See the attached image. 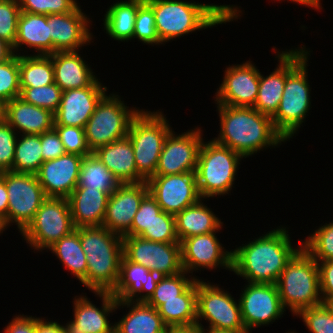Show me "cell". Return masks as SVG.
Segmentation results:
<instances>
[{"instance_id":"cell-48","label":"cell","mask_w":333,"mask_h":333,"mask_svg":"<svg viewBox=\"0 0 333 333\" xmlns=\"http://www.w3.org/2000/svg\"><path fill=\"white\" fill-rule=\"evenodd\" d=\"M296 316L303 319L311 333H333V315L323 303L303 309Z\"/></svg>"},{"instance_id":"cell-51","label":"cell","mask_w":333,"mask_h":333,"mask_svg":"<svg viewBox=\"0 0 333 333\" xmlns=\"http://www.w3.org/2000/svg\"><path fill=\"white\" fill-rule=\"evenodd\" d=\"M41 147L43 161L56 159L66 153L54 128L41 134Z\"/></svg>"},{"instance_id":"cell-8","label":"cell","mask_w":333,"mask_h":333,"mask_svg":"<svg viewBox=\"0 0 333 333\" xmlns=\"http://www.w3.org/2000/svg\"><path fill=\"white\" fill-rule=\"evenodd\" d=\"M106 94L85 125L87 145L93 153L98 148L125 138L133 118L141 109L127 107L119 95Z\"/></svg>"},{"instance_id":"cell-14","label":"cell","mask_w":333,"mask_h":333,"mask_svg":"<svg viewBox=\"0 0 333 333\" xmlns=\"http://www.w3.org/2000/svg\"><path fill=\"white\" fill-rule=\"evenodd\" d=\"M240 294L239 304L246 331L266 326L280 318L285 308L276 284L247 283Z\"/></svg>"},{"instance_id":"cell-28","label":"cell","mask_w":333,"mask_h":333,"mask_svg":"<svg viewBox=\"0 0 333 333\" xmlns=\"http://www.w3.org/2000/svg\"><path fill=\"white\" fill-rule=\"evenodd\" d=\"M121 184L146 181L137 171L133 146L128 136L93 152Z\"/></svg>"},{"instance_id":"cell-1","label":"cell","mask_w":333,"mask_h":333,"mask_svg":"<svg viewBox=\"0 0 333 333\" xmlns=\"http://www.w3.org/2000/svg\"><path fill=\"white\" fill-rule=\"evenodd\" d=\"M294 248L286 227L268 231L232 251V271L249 283L276 284Z\"/></svg>"},{"instance_id":"cell-50","label":"cell","mask_w":333,"mask_h":333,"mask_svg":"<svg viewBox=\"0 0 333 333\" xmlns=\"http://www.w3.org/2000/svg\"><path fill=\"white\" fill-rule=\"evenodd\" d=\"M18 133L4 119L0 122V172L12 171Z\"/></svg>"},{"instance_id":"cell-17","label":"cell","mask_w":333,"mask_h":333,"mask_svg":"<svg viewBox=\"0 0 333 333\" xmlns=\"http://www.w3.org/2000/svg\"><path fill=\"white\" fill-rule=\"evenodd\" d=\"M274 52L277 53L276 58L279 61L277 67L272 73L263 76L260 72L259 91L254 109L260 113L273 117L279 107L282 94L284 91L287 75L307 56L310 51L306 50L305 46L298 47L287 51H278L275 47Z\"/></svg>"},{"instance_id":"cell-6","label":"cell","mask_w":333,"mask_h":333,"mask_svg":"<svg viewBox=\"0 0 333 333\" xmlns=\"http://www.w3.org/2000/svg\"><path fill=\"white\" fill-rule=\"evenodd\" d=\"M242 158L244 157L241 154L216 143L213 139L207 142L203 140L195 171L201 198L208 199L229 194L234 187L238 165Z\"/></svg>"},{"instance_id":"cell-3","label":"cell","mask_w":333,"mask_h":333,"mask_svg":"<svg viewBox=\"0 0 333 333\" xmlns=\"http://www.w3.org/2000/svg\"><path fill=\"white\" fill-rule=\"evenodd\" d=\"M220 133L213 140L244 158L265 148L279 146L285 138L274 127L272 118L253 107L217 104Z\"/></svg>"},{"instance_id":"cell-18","label":"cell","mask_w":333,"mask_h":333,"mask_svg":"<svg viewBox=\"0 0 333 333\" xmlns=\"http://www.w3.org/2000/svg\"><path fill=\"white\" fill-rule=\"evenodd\" d=\"M246 61L226 68L221 85L216 91L215 103L234 107H253L259 91L260 71Z\"/></svg>"},{"instance_id":"cell-9","label":"cell","mask_w":333,"mask_h":333,"mask_svg":"<svg viewBox=\"0 0 333 333\" xmlns=\"http://www.w3.org/2000/svg\"><path fill=\"white\" fill-rule=\"evenodd\" d=\"M307 55L286 77L282 98L272 121L286 141L297 133L311 107Z\"/></svg>"},{"instance_id":"cell-56","label":"cell","mask_w":333,"mask_h":333,"mask_svg":"<svg viewBox=\"0 0 333 333\" xmlns=\"http://www.w3.org/2000/svg\"><path fill=\"white\" fill-rule=\"evenodd\" d=\"M13 54L12 47L0 39V63L8 60Z\"/></svg>"},{"instance_id":"cell-34","label":"cell","mask_w":333,"mask_h":333,"mask_svg":"<svg viewBox=\"0 0 333 333\" xmlns=\"http://www.w3.org/2000/svg\"><path fill=\"white\" fill-rule=\"evenodd\" d=\"M144 1L122 0L109 6L103 19L106 33L114 40L121 42L133 39L138 7Z\"/></svg>"},{"instance_id":"cell-37","label":"cell","mask_w":333,"mask_h":333,"mask_svg":"<svg viewBox=\"0 0 333 333\" xmlns=\"http://www.w3.org/2000/svg\"><path fill=\"white\" fill-rule=\"evenodd\" d=\"M121 185L119 180L95 156L94 153L82 159L77 187L98 189L103 192L113 193Z\"/></svg>"},{"instance_id":"cell-7","label":"cell","mask_w":333,"mask_h":333,"mask_svg":"<svg viewBox=\"0 0 333 333\" xmlns=\"http://www.w3.org/2000/svg\"><path fill=\"white\" fill-rule=\"evenodd\" d=\"M161 111L140 112L133 118L128 137L133 146L138 173L147 181L155 175L165 138L172 130Z\"/></svg>"},{"instance_id":"cell-35","label":"cell","mask_w":333,"mask_h":333,"mask_svg":"<svg viewBox=\"0 0 333 333\" xmlns=\"http://www.w3.org/2000/svg\"><path fill=\"white\" fill-rule=\"evenodd\" d=\"M19 55L20 88L40 87L55 83L52 58L49 55Z\"/></svg>"},{"instance_id":"cell-30","label":"cell","mask_w":333,"mask_h":333,"mask_svg":"<svg viewBox=\"0 0 333 333\" xmlns=\"http://www.w3.org/2000/svg\"><path fill=\"white\" fill-rule=\"evenodd\" d=\"M123 306L129 308V311L114 324L117 333H167L169 328L163 322L158 309L146 302H117V309L124 308Z\"/></svg>"},{"instance_id":"cell-19","label":"cell","mask_w":333,"mask_h":333,"mask_svg":"<svg viewBox=\"0 0 333 333\" xmlns=\"http://www.w3.org/2000/svg\"><path fill=\"white\" fill-rule=\"evenodd\" d=\"M215 232L195 235L181 242L182 267L188 274L202 269L223 267L232 271V250L225 251ZM200 268V269H199Z\"/></svg>"},{"instance_id":"cell-57","label":"cell","mask_w":333,"mask_h":333,"mask_svg":"<svg viewBox=\"0 0 333 333\" xmlns=\"http://www.w3.org/2000/svg\"><path fill=\"white\" fill-rule=\"evenodd\" d=\"M288 1L298 3V4L304 5L306 7H312V9H316V10L323 8L321 6L320 0H288Z\"/></svg>"},{"instance_id":"cell-55","label":"cell","mask_w":333,"mask_h":333,"mask_svg":"<svg viewBox=\"0 0 333 333\" xmlns=\"http://www.w3.org/2000/svg\"><path fill=\"white\" fill-rule=\"evenodd\" d=\"M35 333H64V328L56 321H47L44 318L36 317Z\"/></svg>"},{"instance_id":"cell-58","label":"cell","mask_w":333,"mask_h":333,"mask_svg":"<svg viewBox=\"0 0 333 333\" xmlns=\"http://www.w3.org/2000/svg\"><path fill=\"white\" fill-rule=\"evenodd\" d=\"M167 333H202V329L196 326L188 328H169Z\"/></svg>"},{"instance_id":"cell-24","label":"cell","mask_w":333,"mask_h":333,"mask_svg":"<svg viewBox=\"0 0 333 333\" xmlns=\"http://www.w3.org/2000/svg\"><path fill=\"white\" fill-rule=\"evenodd\" d=\"M83 158L77 154L65 153L42 163L36 176L47 197L68 198L71 195L78 185Z\"/></svg>"},{"instance_id":"cell-39","label":"cell","mask_w":333,"mask_h":333,"mask_svg":"<svg viewBox=\"0 0 333 333\" xmlns=\"http://www.w3.org/2000/svg\"><path fill=\"white\" fill-rule=\"evenodd\" d=\"M186 271L177 275L160 277L153 295L146 302L148 305L158 309L162 305V300L179 299L181 295L196 279L191 277ZM191 277V278H190Z\"/></svg>"},{"instance_id":"cell-41","label":"cell","mask_w":333,"mask_h":333,"mask_svg":"<svg viewBox=\"0 0 333 333\" xmlns=\"http://www.w3.org/2000/svg\"><path fill=\"white\" fill-rule=\"evenodd\" d=\"M20 89L19 97L25 102L47 109L52 113H55L59 108L62 90L56 83L35 88L26 87Z\"/></svg>"},{"instance_id":"cell-29","label":"cell","mask_w":333,"mask_h":333,"mask_svg":"<svg viewBox=\"0 0 333 333\" xmlns=\"http://www.w3.org/2000/svg\"><path fill=\"white\" fill-rule=\"evenodd\" d=\"M52 58L54 80L62 91L91 86L98 78L78 51L55 52Z\"/></svg>"},{"instance_id":"cell-16","label":"cell","mask_w":333,"mask_h":333,"mask_svg":"<svg viewBox=\"0 0 333 333\" xmlns=\"http://www.w3.org/2000/svg\"><path fill=\"white\" fill-rule=\"evenodd\" d=\"M146 182L162 211L174 216L201 199L195 172L152 176Z\"/></svg>"},{"instance_id":"cell-59","label":"cell","mask_w":333,"mask_h":333,"mask_svg":"<svg viewBox=\"0 0 333 333\" xmlns=\"http://www.w3.org/2000/svg\"><path fill=\"white\" fill-rule=\"evenodd\" d=\"M199 328L202 329V333H248L246 330H224L214 328L205 329L203 325H201Z\"/></svg>"},{"instance_id":"cell-36","label":"cell","mask_w":333,"mask_h":333,"mask_svg":"<svg viewBox=\"0 0 333 333\" xmlns=\"http://www.w3.org/2000/svg\"><path fill=\"white\" fill-rule=\"evenodd\" d=\"M60 262L71 271L80 282L87 274L86 254L80 243L79 233L73 230L69 235L62 237L49 249Z\"/></svg>"},{"instance_id":"cell-40","label":"cell","mask_w":333,"mask_h":333,"mask_svg":"<svg viewBox=\"0 0 333 333\" xmlns=\"http://www.w3.org/2000/svg\"><path fill=\"white\" fill-rule=\"evenodd\" d=\"M302 247L317 262L333 261V222L316 229L303 241Z\"/></svg>"},{"instance_id":"cell-2","label":"cell","mask_w":333,"mask_h":333,"mask_svg":"<svg viewBox=\"0 0 333 333\" xmlns=\"http://www.w3.org/2000/svg\"><path fill=\"white\" fill-rule=\"evenodd\" d=\"M153 9L155 27L164 44L190 32L226 24L241 17L235 5H214L181 0H145Z\"/></svg>"},{"instance_id":"cell-27","label":"cell","mask_w":333,"mask_h":333,"mask_svg":"<svg viewBox=\"0 0 333 333\" xmlns=\"http://www.w3.org/2000/svg\"><path fill=\"white\" fill-rule=\"evenodd\" d=\"M109 196L98 189L76 187L67 198L74 227L102 226Z\"/></svg>"},{"instance_id":"cell-47","label":"cell","mask_w":333,"mask_h":333,"mask_svg":"<svg viewBox=\"0 0 333 333\" xmlns=\"http://www.w3.org/2000/svg\"><path fill=\"white\" fill-rule=\"evenodd\" d=\"M66 153L88 156L90 151L82 127L54 125Z\"/></svg>"},{"instance_id":"cell-25","label":"cell","mask_w":333,"mask_h":333,"mask_svg":"<svg viewBox=\"0 0 333 333\" xmlns=\"http://www.w3.org/2000/svg\"><path fill=\"white\" fill-rule=\"evenodd\" d=\"M159 278L158 274L151 272L147 267L122 255L119 278L111 293L118 301L147 302L153 295Z\"/></svg>"},{"instance_id":"cell-60","label":"cell","mask_w":333,"mask_h":333,"mask_svg":"<svg viewBox=\"0 0 333 333\" xmlns=\"http://www.w3.org/2000/svg\"><path fill=\"white\" fill-rule=\"evenodd\" d=\"M323 304L333 315V296L332 297H322Z\"/></svg>"},{"instance_id":"cell-32","label":"cell","mask_w":333,"mask_h":333,"mask_svg":"<svg viewBox=\"0 0 333 333\" xmlns=\"http://www.w3.org/2000/svg\"><path fill=\"white\" fill-rule=\"evenodd\" d=\"M200 199L175 215L176 233L181 243L184 239L217 231L223 222Z\"/></svg>"},{"instance_id":"cell-20","label":"cell","mask_w":333,"mask_h":333,"mask_svg":"<svg viewBox=\"0 0 333 333\" xmlns=\"http://www.w3.org/2000/svg\"><path fill=\"white\" fill-rule=\"evenodd\" d=\"M93 293L101 298L102 306L97 307L84 295L76 296L73 301L74 318L63 325L64 333L114 332V324L108 321V316L117 310V298L111 292Z\"/></svg>"},{"instance_id":"cell-33","label":"cell","mask_w":333,"mask_h":333,"mask_svg":"<svg viewBox=\"0 0 333 333\" xmlns=\"http://www.w3.org/2000/svg\"><path fill=\"white\" fill-rule=\"evenodd\" d=\"M158 312L168 328L196 326L197 279L179 295V299L162 300Z\"/></svg>"},{"instance_id":"cell-52","label":"cell","mask_w":333,"mask_h":333,"mask_svg":"<svg viewBox=\"0 0 333 333\" xmlns=\"http://www.w3.org/2000/svg\"><path fill=\"white\" fill-rule=\"evenodd\" d=\"M321 297L333 296V261L317 262Z\"/></svg>"},{"instance_id":"cell-44","label":"cell","mask_w":333,"mask_h":333,"mask_svg":"<svg viewBox=\"0 0 333 333\" xmlns=\"http://www.w3.org/2000/svg\"><path fill=\"white\" fill-rule=\"evenodd\" d=\"M140 236L154 242H179L176 233L175 216L161 211L156 215L149 228H146Z\"/></svg>"},{"instance_id":"cell-45","label":"cell","mask_w":333,"mask_h":333,"mask_svg":"<svg viewBox=\"0 0 333 333\" xmlns=\"http://www.w3.org/2000/svg\"><path fill=\"white\" fill-rule=\"evenodd\" d=\"M18 0H0V39L14 46L20 14Z\"/></svg>"},{"instance_id":"cell-5","label":"cell","mask_w":333,"mask_h":333,"mask_svg":"<svg viewBox=\"0 0 333 333\" xmlns=\"http://www.w3.org/2000/svg\"><path fill=\"white\" fill-rule=\"evenodd\" d=\"M276 286L283 307L293 315L323 303L318 263L303 247L286 263Z\"/></svg>"},{"instance_id":"cell-22","label":"cell","mask_w":333,"mask_h":333,"mask_svg":"<svg viewBox=\"0 0 333 333\" xmlns=\"http://www.w3.org/2000/svg\"><path fill=\"white\" fill-rule=\"evenodd\" d=\"M107 90L97 79L91 86L62 91L59 108L54 113V125L85 128Z\"/></svg>"},{"instance_id":"cell-26","label":"cell","mask_w":333,"mask_h":333,"mask_svg":"<svg viewBox=\"0 0 333 333\" xmlns=\"http://www.w3.org/2000/svg\"><path fill=\"white\" fill-rule=\"evenodd\" d=\"M4 120L18 134H42L54 128V113L16 97L4 104Z\"/></svg>"},{"instance_id":"cell-4","label":"cell","mask_w":333,"mask_h":333,"mask_svg":"<svg viewBox=\"0 0 333 333\" xmlns=\"http://www.w3.org/2000/svg\"><path fill=\"white\" fill-rule=\"evenodd\" d=\"M87 259V274L81 283L92 292H111L119 278L123 236L104 226L75 228Z\"/></svg>"},{"instance_id":"cell-23","label":"cell","mask_w":333,"mask_h":333,"mask_svg":"<svg viewBox=\"0 0 333 333\" xmlns=\"http://www.w3.org/2000/svg\"><path fill=\"white\" fill-rule=\"evenodd\" d=\"M148 193L146 181L121 184L109 196L102 226L124 236L131 229L139 205Z\"/></svg>"},{"instance_id":"cell-46","label":"cell","mask_w":333,"mask_h":333,"mask_svg":"<svg viewBox=\"0 0 333 333\" xmlns=\"http://www.w3.org/2000/svg\"><path fill=\"white\" fill-rule=\"evenodd\" d=\"M21 12L33 14H63L74 11L79 4L76 0H18Z\"/></svg>"},{"instance_id":"cell-21","label":"cell","mask_w":333,"mask_h":333,"mask_svg":"<svg viewBox=\"0 0 333 333\" xmlns=\"http://www.w3.org/2000/svg\"><path fill=\"white\" fill-rule=\"evenodd\" d=\"M82 12L80 5L70 13L47 15L51 36V54L55 52L79 51L90 45V18Z\"/></svg>"},{"instance_id":"cell-31","label":"cell","mask_w":333,"mask_h":333,"mask_svg":"<svg viewBox=\"0 0 333 333\" xmlns=\"http://www.w3.org/2000/svg\"><path fill=\"white\" fill-rule=\"evenodd\" d=\"M22 45L35 50L36 55L51 54V36L47 15L20 12L17 37L12 47L13 53L16 54Z\"/></svg>"},{"instance_id":"cell-61","label":"cell","mask_w":333,"mask_h":333,"mask_svg":"<svg viewBox=\"0 0 333 333\" xmlns=\"http://www.w3.org/2000/svg\"><path fill=\"white\" fill-rule=\"evenodd\" d=\"M4 119V104L0 101V122Z\"/></svg>"},{"instance_id":"cell-10","label":"cell","mask_w":333,"mask_h":333,"mask_svg":"<svg viewBox=\"0 0 333 333\" xmlns=\"http://www.w3.org/2000/svg\"><path fill=\"white\" fill-rule=\"evenodd\" d=\"M73 230L68 199L47 197L21 235L30 248L42 252Z\"/></svg>"},{"instance_id":"cell-11","label":"cell","mask_w":333,"mask_h":333,"mask_svg":"<svg viewBox=\"0 0 333 333\" xmlns=\"http://www.w3.org/2000/svg\"><path fill=\"white\" fill-rule=\"evenodd\" d=\"M8 194L7 228L13 223L21 233L47 198L36 174L0 172Z\"/></svg>"},{"instance_id":"cell-53","label":"cell","mask_w":333,"mask_h":333,"mask_svg":"<svg viewBox=\"0 0 333 333\" xmlns=\"http://www.w3.org/2000/svg\"><path fill=\"white\" fill-rule=\"evenodd\" d=\"M36 318L27 315L14 316L12 321L4 328V333H35Z\"/></svg>"},{"instance_id":"cell-43","label":"cell","mask_w":333,"mask_h":333,"mask_svg":"<svg viewBox=\"0 0 333 333\" xmlns=\"http://www.w3.org/2000/svg\"><path fill=\"white\" fill-rule=\"evenodd\" d=\"M134 38L149 45L163 44L156 31L153 9L146 1L138 7L134 26Z\"/></svg>"},{"instance_id":"cell-13","label":"cell","mask_w":333,"mask_h":333,"mask_svg":"<svg viewBox=\"0 0 333 333\" xmlns=\"http://www.w3.org/2000/svg\"><path fill=\"white\" fill-rule=\"evenodd\" d=\"M123 255L160 277L173 276L184 271L180 242L161 243L149 241L141 236L124 235Z\"/></svg>"},{"instance_id":"cell-42","label":"cell","mask_w":333,"mask_h":333,"mask_svg":"<svg viewBox=\"0 0 333 333\" xmlns=\"http://www.w3.org/2000/svg\"><path fill=\"white\" fill-rule=\"evenodd\" d=\"M19 55L0 63V101L5 104L20 96Z\"/></svg>"},{"instance_id":"cell-54","label":"cell","mask_w":333,"mask_h":333,"mask_svg":"<svg viewBox=\"0 0 333 333\" xmlns=\"http://www.w3.org/2000/svg\"><path fill=\"white\" fill-rule=\"evenodd\" d=\"M8 194L4 179L0 176V226L3 231L7 229Z\"/></svg>"},{"instance_id":"cell-15","label":"cell","mask_w":333,"mask_h":333,"mask_svg":"<svg viewBox=\"0 0 333 333\" xmlns=\"http://www.w3.org/2000/svg\"><path fill=\"white\" fill-rule=\"evenodd\" d=\"M201 128L190 129L181 135L169 132L163 143L154 176L195 172L198 153L203 142Z\"/></svg>"},{"instance_id":"cell-38","label":"cell","mask_w":333,"mask_h":333,"mask_svg":"<svg viewBox=\"0 0 333 333\" xmlns=\"http://www.w3.org/2000/svg\"><path fill=\"white\" fill-rule=\"evenodd\" d=\"M43 162L41 134L18 135L12 172L36 174Z\"/></svg>"},{"instance_id":"cell-49","label":"cell","mask_w":333,"mask_h":333,"mask_svg":"<svg viewBox=\"0 0 333 333\" xmlns=\"http://www.w3.org/2000/svg\"><path fill=\"white\" fill-rule=\"evenodd\" d=\"M162 211L156 200L148 193L139 205L134 216L131 229L125 235L140 236L149 228L153 220Z\"/></svg>"},{"instance_id":"cell-12","label":"cell","mask_w":333,"mask_h":333,"mask_svg":"<svg viewBox=\"0 0 333 333\" xmlns=\"http://www.w3.org/2000/svg\"><path fill=\"white\" fill-rule=\"evenodd\" d=\"M207 320L208 328L224 330H246L238 303L228 292L197 279V319L196 327ZM200 322V323H199Z\"/></svg>"}]
</instances>
